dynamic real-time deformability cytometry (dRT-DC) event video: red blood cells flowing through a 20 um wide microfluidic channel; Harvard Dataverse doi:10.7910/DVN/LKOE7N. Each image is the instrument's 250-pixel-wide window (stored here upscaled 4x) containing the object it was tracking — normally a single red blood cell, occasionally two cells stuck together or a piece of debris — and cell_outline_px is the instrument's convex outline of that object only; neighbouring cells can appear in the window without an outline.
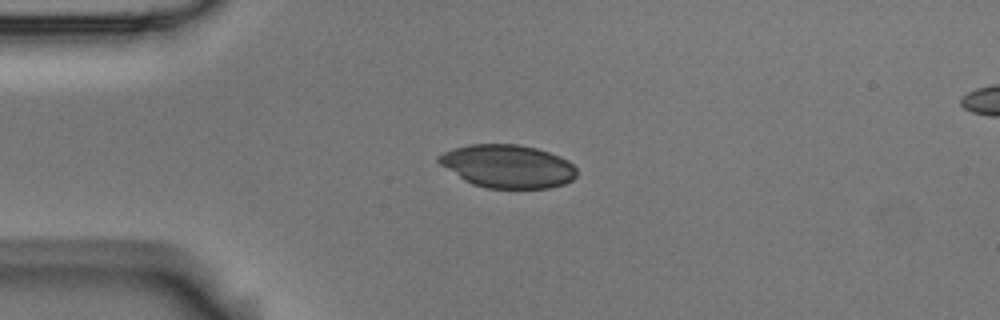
{"species": "Egyptian fruit bat (a non-hibernating species)", "species_latin": "Rousettus aegyptiacus", "temperature_condition": "room temperature", "stored_images_in_passage": 8, "camera_frame_rate_fps": 3000, "um_per_image_px": 0.085, "animal": {"sex": "male"}, "frame": {"image": 1, "passage_image": 3, "time_ms": 0.667, "image_size_px": [1000, 320], "cell_outline_px": [[576, 176], [572, 180], [564, 184], [548, 188], [488, 188], [472, 184], [464, 180], [440, 164], [436, 160], [436, 156], [444, 152], [468, 144], [516, 144], [536, 148], [560, 156], [568, 160], [576, 168]], "centroid_in_image_um": [43.15, 14.13], "position_along_channel_um": 41.8, "area_um2": 34.62}}